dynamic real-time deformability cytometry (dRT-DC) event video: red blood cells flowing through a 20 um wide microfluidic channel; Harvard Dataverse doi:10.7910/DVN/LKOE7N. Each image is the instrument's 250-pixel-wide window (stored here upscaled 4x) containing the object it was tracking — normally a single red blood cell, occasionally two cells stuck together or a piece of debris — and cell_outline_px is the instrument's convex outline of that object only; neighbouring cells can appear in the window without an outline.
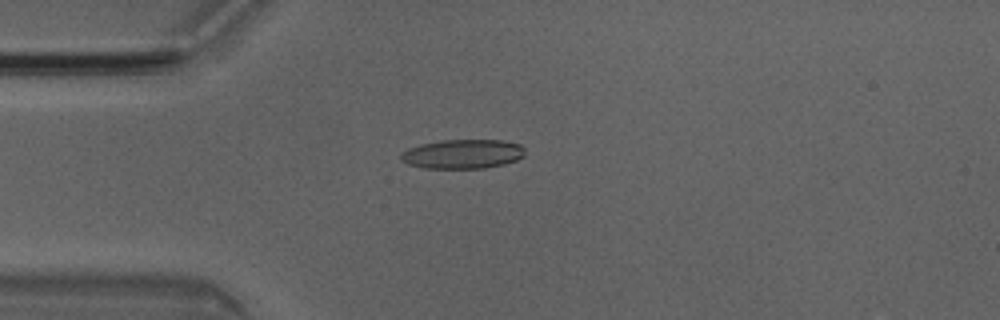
{"species": "Egyptian fruit bat (a non-hibernating species)", "species_latin": "Rousettus aegyptiacus", "temperature_condition": "room temperature", "stored_images_in_passage": 3, "camera_frame_rate_fps": 3000, "um_per_image_px": 0.085, "animal": {"sex": "male"}, "frame": {"image": 1, "passage_image": 3, "time_ms": 0.667, "image_size_px": [1000, 320], "cell_outline_px": [[524, 156], [516, 160], [504, 164], [484, 168], [424, 168], [408, 164], [400, 160], [400, 156], [408, 148], [420, 144], [440, 140], [500, 140], [520, 144], [524, 148]], "centroid_in_image_um": [39.32, 13.09], "position_along_channel_um": 45.7, "area_um2": 21.15}}